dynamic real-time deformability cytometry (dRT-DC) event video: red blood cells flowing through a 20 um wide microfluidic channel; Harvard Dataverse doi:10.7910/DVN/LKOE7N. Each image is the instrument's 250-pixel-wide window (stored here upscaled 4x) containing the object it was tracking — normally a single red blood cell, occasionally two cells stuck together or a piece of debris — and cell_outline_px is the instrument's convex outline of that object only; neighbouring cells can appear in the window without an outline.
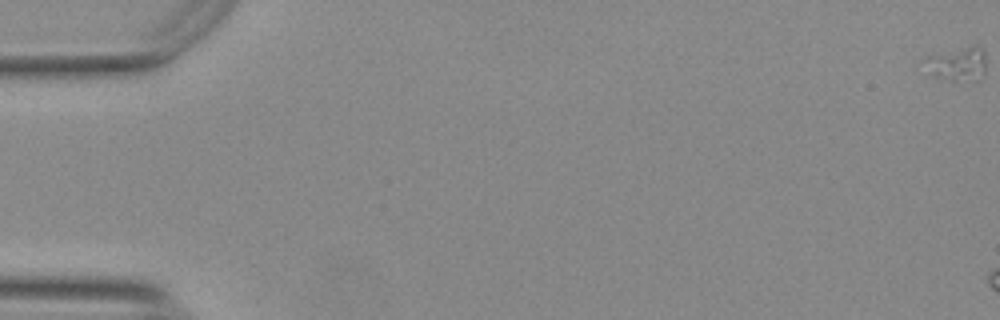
{"species": "Egyptian fruit bat (a non-hibernating species)", "species_latin": "Rousettus aegyptiacus", "temperature_condition": "warm", "stored_images_in_passage": 9, "segment_of_instrument_passage": [1, 2], "camera_frame_rate_fps": 3000, "um_per_image_px": 0.085, "animal": {"sex": "female"}, "frame": {"image": 1, "passage_image": 1, "time_ms": 0.0, "image_size_px": [1000, 320], "cell_outline_px": [[984, 76], [980, 80], [948, 80], [928, 76], [924, 60], [924, 56], [972, 44], [976, 44], [984, 52]], "centroid_in_image_um": [81.34, 5.43], "position_along_channel_um": 3.7, "area_um2": 12.6}}